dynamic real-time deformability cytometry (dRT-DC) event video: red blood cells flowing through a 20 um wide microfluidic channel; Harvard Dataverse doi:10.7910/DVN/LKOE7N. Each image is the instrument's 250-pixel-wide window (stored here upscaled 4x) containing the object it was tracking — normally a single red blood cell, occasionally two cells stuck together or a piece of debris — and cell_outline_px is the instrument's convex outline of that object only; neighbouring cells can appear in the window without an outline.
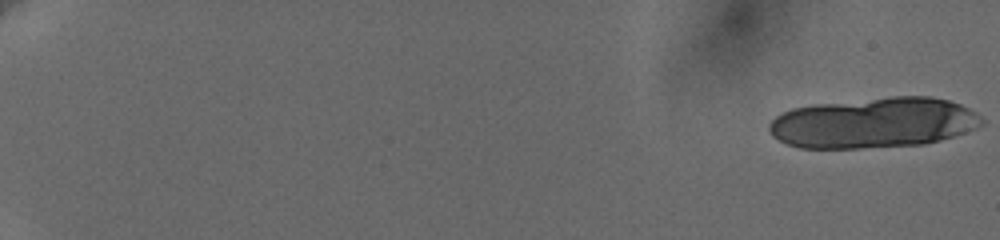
{"species": "human", "species_latin": "Homo sapiens", "temperature_condition": "cold", "stored_images_in_passage": 28, "camera_frame_rate_fps": 3000, "um_per_image_px": 0.085, "donor": {"sex": "female"}, "frame": {"image": 1, "passage_image": 1, "time_ms": 0.0, "image_size_px": [1000, 240], "cell_outline_px": [[984, 124], [976, 128], [940, 140], [924, 144], [860, 148], [800, 148], [776, 140], [768, 132], [768, 124], [776, 116], [792, 108], [816, 104], [892, 96], [928, 96], [948, 100], [960, 104], [976, 112], [984, 120]], "centroid_in_image_um": [74.24, 10.44], "position_along_channel_um": 10.8, "area_um2": 62.71}}
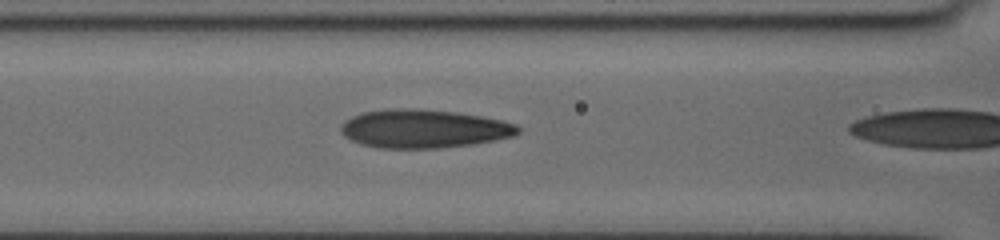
{"frame": {"image": 2, "passage_image": 27, "time_ms": 8.667, "image_size_px": [1000, 240], "cell_outline_px": [[520, 132], [512, 136], [496, 140], [476, 144], [440, 148], [376, 148], [360, 144], [344, 136], [340, 132], [340, 124], [344, 120], [360, 112], [396, 108], [412, 108], [456, 112], [480, 116], [500, 120], [516, 124], [520, 128]], "centroid_in_image_um": [35.98, 10.95], "position_along_channel_um": 130.6, "area_um2": 40.0}}